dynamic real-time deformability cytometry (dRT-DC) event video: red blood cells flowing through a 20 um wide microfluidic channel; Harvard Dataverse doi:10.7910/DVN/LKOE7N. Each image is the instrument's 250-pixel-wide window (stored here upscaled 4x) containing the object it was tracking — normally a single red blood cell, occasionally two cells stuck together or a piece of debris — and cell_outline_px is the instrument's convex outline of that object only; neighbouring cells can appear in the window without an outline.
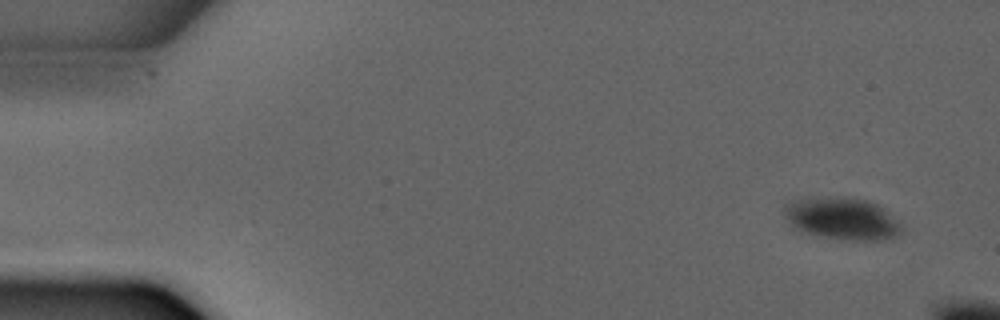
{"species": "common noctule bat (a hibernating species)", "species_latin": "Nyctalus noctula", "temperature_condition": "warm", "stored_images_in_passage": 3, "camera_frame_rate_fps": 3000, "um_per_image_px": 0.085, "animal": {"sex": "male", "forearm_length_mm": 52.5}, "frame": {"image": 1, "passage_image": 1, "time_ms": 0.0, "image_size_px": [1000, 320], "cell_outline_px": [[904, 228], [900, 232], [884, 240], [840, 240], [804, 232], [796, 228], [784, 216], [784, 204], [792, 200], [804, 196], [836, 196], [868, 200], [884, 208]], "centroid_in_image_um": [71.53, 18.54], "position_along_channel_um": 13.5, "area_um2": 29.13}}